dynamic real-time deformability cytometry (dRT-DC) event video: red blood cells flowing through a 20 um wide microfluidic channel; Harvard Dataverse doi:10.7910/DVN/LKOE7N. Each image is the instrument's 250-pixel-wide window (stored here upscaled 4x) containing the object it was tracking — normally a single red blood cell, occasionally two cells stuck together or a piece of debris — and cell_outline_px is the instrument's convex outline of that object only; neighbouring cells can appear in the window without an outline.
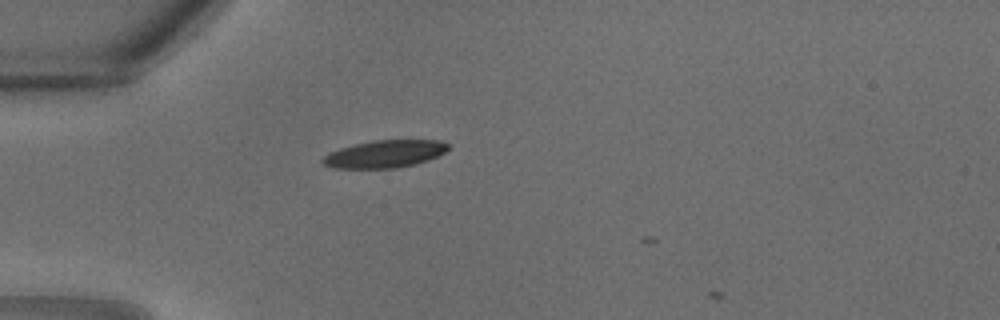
{"species": "common noctule bat (a hibernating species)", "species_latin": "Nyctalus noctula", "temperature_condition": "warm", "stored_images_in_passage": 2, "camera_frame_rate_fps": 3000, "um_per_image_px": 0.085, "animal": {"sex": "male", "body_mass_g": 18.8}, "frame": {"image": 1, "passage_image": 1, "time_ms": 0.0, "image_size_px": [1000, 320], "cell_outline_px": [[448, 148], [444, 152], [428, 160], [416, 164], [396, 168], [332, 168], [324, 164], [320, 160], [328, 152], [340, 148], [372, 140], [440, 140], [448, 144]], "centroid_in_image_um": [32.67, 13.09], "position_along_channel_um": 52.3, "area_um2": 20.06}}